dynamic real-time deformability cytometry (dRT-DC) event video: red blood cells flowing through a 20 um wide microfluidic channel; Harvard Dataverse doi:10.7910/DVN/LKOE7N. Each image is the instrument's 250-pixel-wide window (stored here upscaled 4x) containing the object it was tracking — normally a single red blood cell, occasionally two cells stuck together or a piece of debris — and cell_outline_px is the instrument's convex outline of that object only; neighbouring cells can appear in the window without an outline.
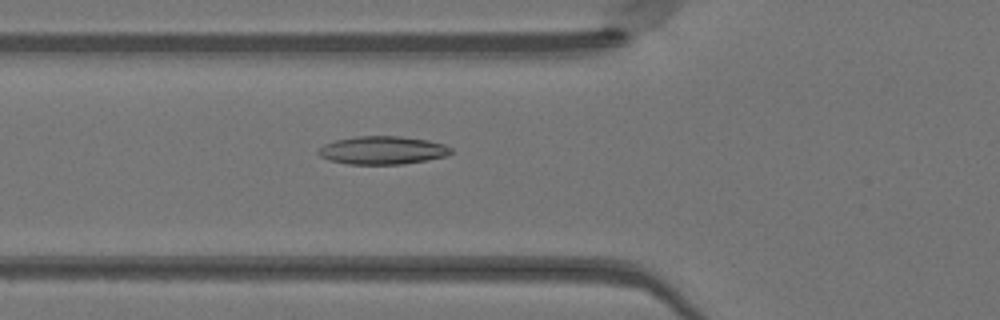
{"species": "Egyptian fruit bat (a non-hibernating species)", "species_latin": "Rousettus aegyptiacus", "temperature_condition": "warm", "stored_images_in_passage": 39, "camera_frame_rate_fps": 3000, "um_per_image_px": 0.085, "animal": {"sex": "female"}, "frame": {"image": 1, "passage_image": 18, "time_ms": 5.667, "image_size_px": [1000, 320], "cell_outline_px": [[452, 152], [448, 156], [404, 164], [348, 164], [328, 160], [320, 156], [316, 152], [324, 144], [336, 140], [356, 136], [400, 136], [428, 140], [444, 144], [452, 148]], "centroid_in_image_um": [32.52, 12.77], "position_along_channel_um": 93.3, "area_um2": 21.85}}
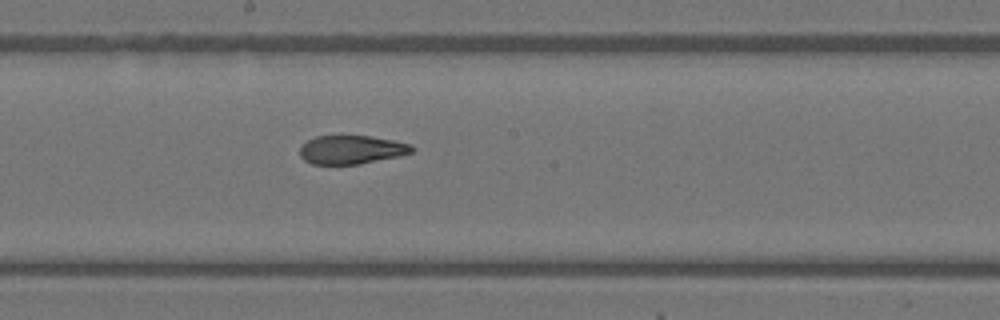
{"frame": {"image": 2, "passage_image": 27, "time_ms": 8.667, "image_size_px": [1000, 320], "cell_outline_px": [[416, 148], [412, 152], [400, 156], [360, 164], [312, 164], [304, 160], [300, 156], [300, 148], [308, 140], [316, 136], [372, 136], [392, 140], [408, 144]], "centroid_in_image_um": [29.88, 12.73], "position_along_channel_um": 218.3, "area_um2": 18.61}}
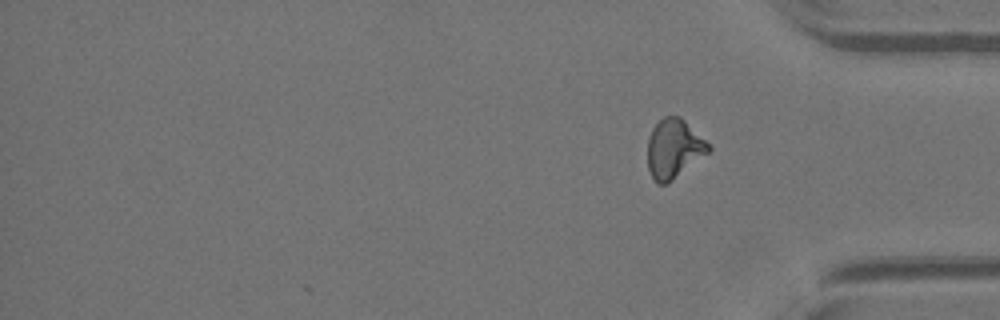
{"frame": {"image": 3, "passage_image": 39, "time_ms": 12.667, "image_size_px": [1000, 320], "cell_outline_px": [[712, 148], [708, 152], [668, 184], [656, 184], [648, 168], [648, 136], [652, 128], [664, 116], [680, 116]], "centroid_in_image_um": [57.24, 12.65], "position_along_channel_um": 378.0, "area_um2": 20.69}, "authors_computed_cell_mechanics": {"area_um2": 20.6924, "velocity_mm_per_s": 4.1399, "shape_relaxation_time_tau1_ms": null, "shape_relaxation_time_tau2_ms": 1.8827, "deformation_change_tau1": null, "deformation_change_tau2": 0.0875}}